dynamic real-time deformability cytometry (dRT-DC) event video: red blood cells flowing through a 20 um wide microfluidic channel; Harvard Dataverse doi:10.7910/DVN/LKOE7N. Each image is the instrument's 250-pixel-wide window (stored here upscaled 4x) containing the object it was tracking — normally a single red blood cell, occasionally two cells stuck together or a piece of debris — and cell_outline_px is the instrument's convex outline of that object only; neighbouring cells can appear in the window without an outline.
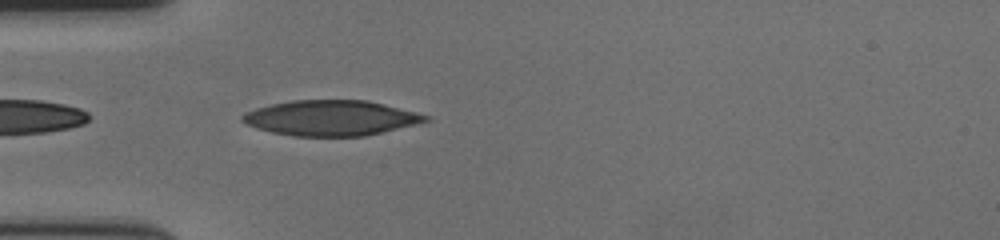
{"species": "human", "species_latin": "Homo sapiens", "temperature_condition": "cold", "stored_images_in_passage": 40, "camera_frame_rate_fps": 3000, "um_per_image_px": 0.085, "donor": {"sex": "female"}, "frame": {"image": 1, "passage_image": 2, "time_ms": 0.333, "image_size_px": [1000, 240], "cell_outline_px": [[432, 120], [364, 136], [296, 136], [272, 132], [256, 128], [240, 120], [240, 116], [244, 112], [256, 108], [272, 104], [292, 100], [368, 100], [432, 116]], "centroid_in_image_um": [28.13, 10.02], "position_along_channel_um": 56.9, "area_um2": 37.63}}
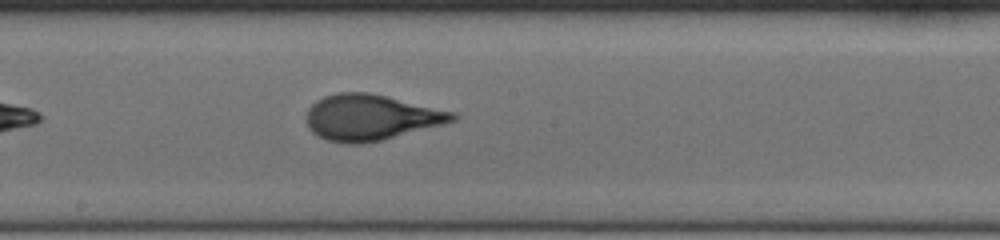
{"frame": {"image": 2, "passage_image": 16, "time_ms": 5.0, "image_size_px": [1000, 240], "cell_outline_px": [[460, 116], [456, 120], [380, 140], [360, 144], [344, 144], [328, 140], [316, 136], [308, 128], [304, 120], [304, 116], [308, 108], [316, 100], [324, 96], [336, 92], [368, 92], [452, 112]], "centroid_in_image_um": [31.39, 9.98], "position_along_channel_um": 216.8, "area_um2": 38.73}}
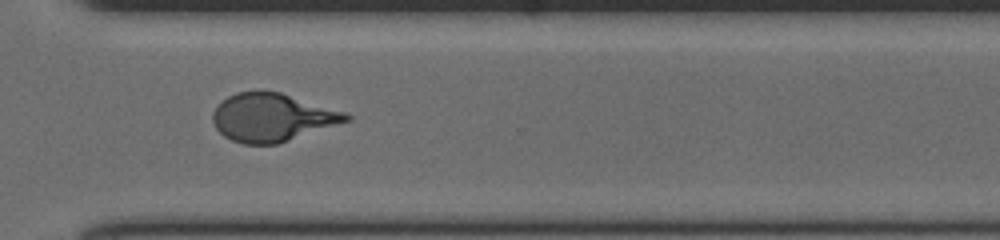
{"frame": {"image": 3, "passage_image": 27, "time_ms": 8.667, "image_size_px": [1000, 240], "cell_outline_px": [[352, 120], [276, 144], [244, 144], [232, 140], [224, 136], [216, 128], [212, 120], [212, 112], [228, 96], [236, 92], [260, 88], [280, 92], [348, 112], [352, 116]], "centroid_in_image_um": [23.16, 9.95], "position_along_channel_um": 347.4, "area_um2": 37.8}, "authors_computed_cell_mechanics": {"area_um2": 37.6856, "velocity_mm_per_s": 3.5609, "shape_relaxation_time_tau1_ms": 4.2057, "shape_relaxation_time_tau2_ms": 0.7971, "deformation_change_tau1": 0.198, "deformation_change_tau2": 0.0769}}